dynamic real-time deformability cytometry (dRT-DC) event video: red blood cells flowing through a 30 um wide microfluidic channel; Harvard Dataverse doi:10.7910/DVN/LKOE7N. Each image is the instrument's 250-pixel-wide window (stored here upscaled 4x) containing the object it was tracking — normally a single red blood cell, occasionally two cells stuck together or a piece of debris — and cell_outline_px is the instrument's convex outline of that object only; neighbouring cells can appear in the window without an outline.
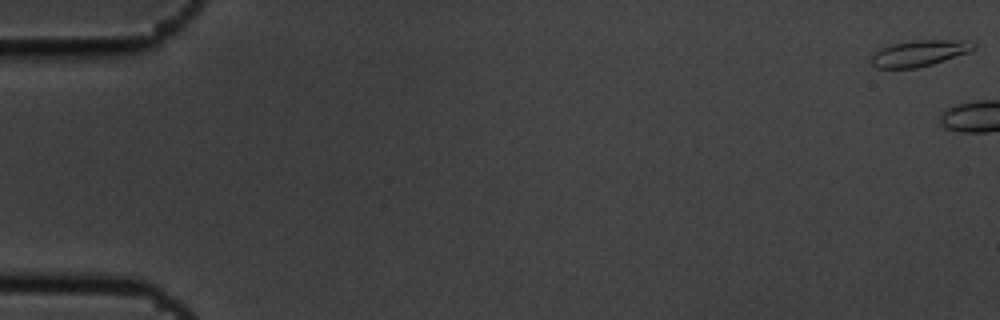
{"species": "common noctule bat (a hibernating species)", "species_latin": "Nyctalus noctula", "temperature_condition": "cold", "stored_images_in_passage": 17, "camera_frame_rate_fps": 3000, "um_per_image_px": 0.085, "animal": {"sex": "male", "body_mass_g": 19.5, "forearm_length_mm": 54.6}, "frame": {"image": 1, "passage_image": 1, "time_ms": 0.0, "image_size_px": [1000, 320], "cell_outline_px": [[976, 48], [968, 52], [932, 64], [916, 68], [876, 68], [868, 60], [880, 48], [892, 44], [912, 40], [968, 40], [976, 44]], "centroid_in_image_um": [78.13, 4.51], "position_along_channel_um": 6.9, "area_um2": 15.61}}
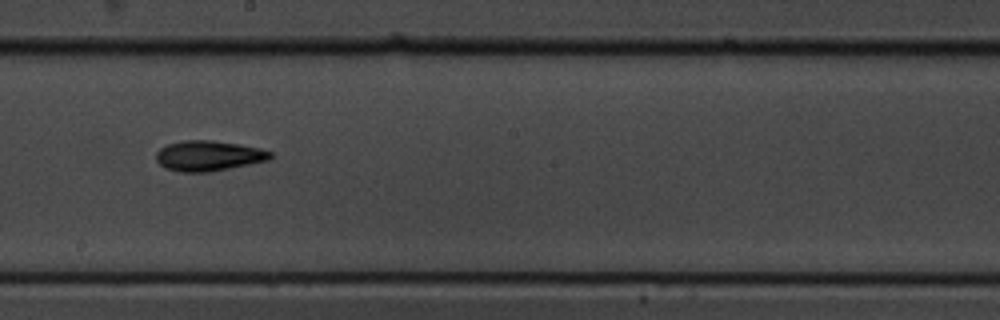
{"frame": {"image": 2, "passage_image": 10, "time_ms": 3.0, "image_size_px": [1000, 320], "cell_outline_px": [[272, 156], [268, 160], [208, 172], [180, 172], [164, 168], [156, 160], [156, 152], [160, 148], [168, 144], [184, 140], [212, 140], [260, 148], [272, 152]], "centroid_in_image_um": [17.68, 13.24], "position_along_channel_um": 230.5, "area_um2": 20.0}}
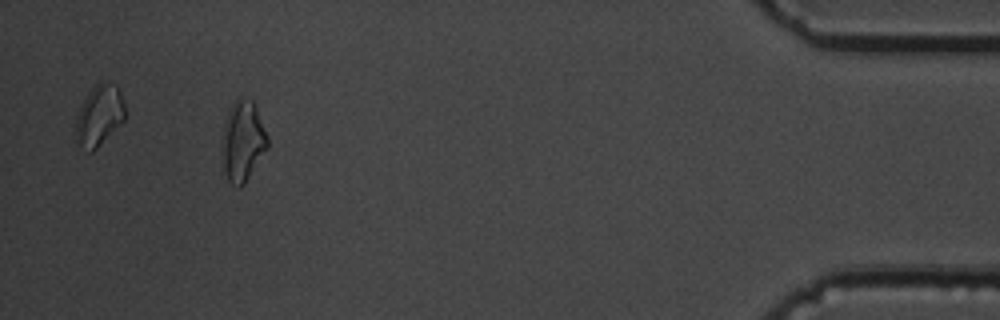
{"frame": {"image": 3, "passage_image": 15, "time_ms": 4.667, "image_size_px": [1000, 320], "cell_outline_px": [[268, 148], [244, 184], [240, 188], [236, 188], [228, 180], [224, 168], [220, 144], [224, 120], [232, 100], [252, 100], [256, 108], [268, 140]], "centroid_in_image_um": [20.59, 12.02], "position_along_channel_um": 414.6, "area_um2": 21.39}}